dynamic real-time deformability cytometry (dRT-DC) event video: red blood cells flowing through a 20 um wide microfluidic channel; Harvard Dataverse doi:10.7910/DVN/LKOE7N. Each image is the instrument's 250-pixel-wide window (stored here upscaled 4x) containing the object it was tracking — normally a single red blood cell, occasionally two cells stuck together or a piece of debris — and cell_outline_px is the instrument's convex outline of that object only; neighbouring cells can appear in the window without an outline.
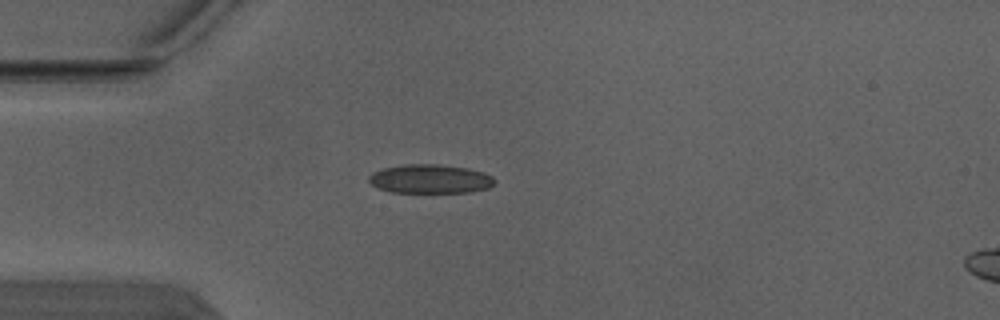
{"species": "Egyptian fruit bat (a non-hibernating species)", "species_latin": "Rousettus aegyptiacus", "temperature_condition": "warm", "stored_images_in_passage": 2, "segment_of_instrument_passage": [1, 2], "camera_frame_rate_fps": 3000, "um_per_image_px": 0.085, "animal": {"sex": "male"}, "frame": {"image": 1, "passage_image": 1, "time_ms": 0.0, "image_size_px": [1000, 320], "cell_outline_px": [[496, 180], [488, 188], [472, 192], [388, 192], [372, 184], [368, 180], [368, 176], [372, 172], [384, 168], [404, 164], [440, 164], [468, 168], [484, 172], [492, 176]], "centroid_in_image_um": [36.57, 15.2], "position_along_channel_um": 48.4, "area_um2": 21.27}}